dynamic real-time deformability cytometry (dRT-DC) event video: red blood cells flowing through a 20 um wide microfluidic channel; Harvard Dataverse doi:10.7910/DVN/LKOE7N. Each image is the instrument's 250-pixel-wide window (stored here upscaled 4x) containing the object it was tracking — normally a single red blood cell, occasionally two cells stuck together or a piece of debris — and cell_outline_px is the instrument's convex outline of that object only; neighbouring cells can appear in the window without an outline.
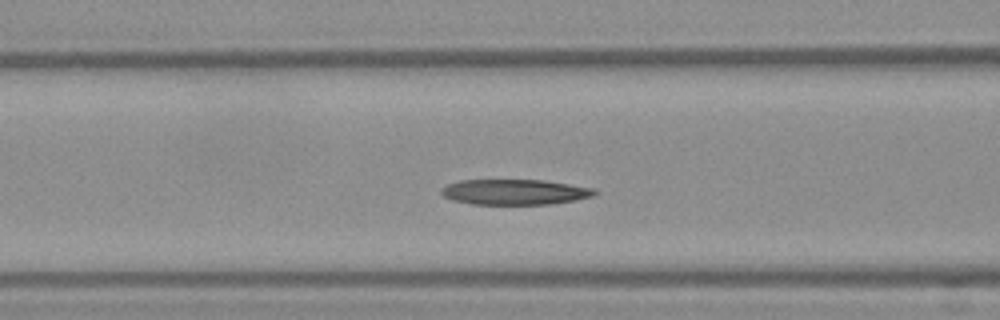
{"species": "Egyptian fruit bat (a non-hibernating species)", "species_latin": "Rousettus aegyptiacus", "temperature_condition": "warm", "stored_images_in_passage": 31, "camera_frame_rate_fps": 3000, "um_per_image_px": 0.085, "frame": {"image": 1, "passage_image": 4, "time_ms": 1.0, "image_size_px": [1000, 320], "cell_outline_px": [[596, 192], [592, 196], [576, 200], [552, 204], [472, 204], [452, 200], [444, 196], [440, 192], [440, 188], [448, 184], [460, 180], [544, 180], [596, 188]], "centroid_in_image_um": [43.75, 16.32], "position_along_channel_um": 122.9, "area_um2": 22.77}}
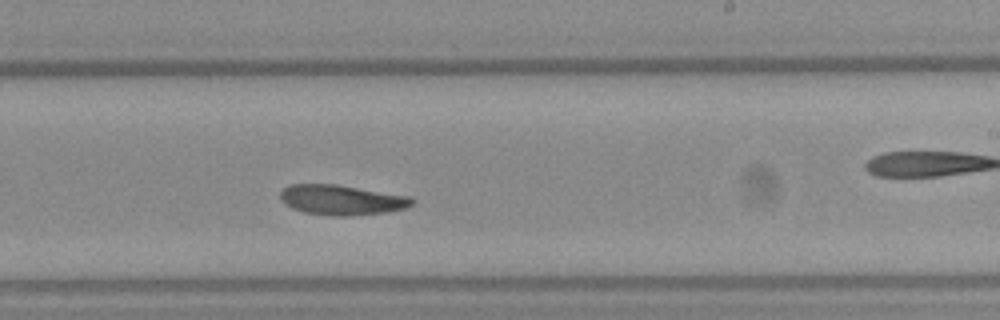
{"frame": {"image": 2, "passage_image": 13, "time_ms": 4.0, "image_size_px": [1000, 320], "cell_outline_px": [[416, 200], [408, 208], [388, 212], [348, 216], [332, 216], [304, 212], [292, 208], [284, 204], [280, 200], [280, 192], [288, 184], [336, 184], [412, 196]], "centroid_in_image_um": [29.07, 16.99], "position_along_channel_um": 259.9, "area_um2": 23.47}}
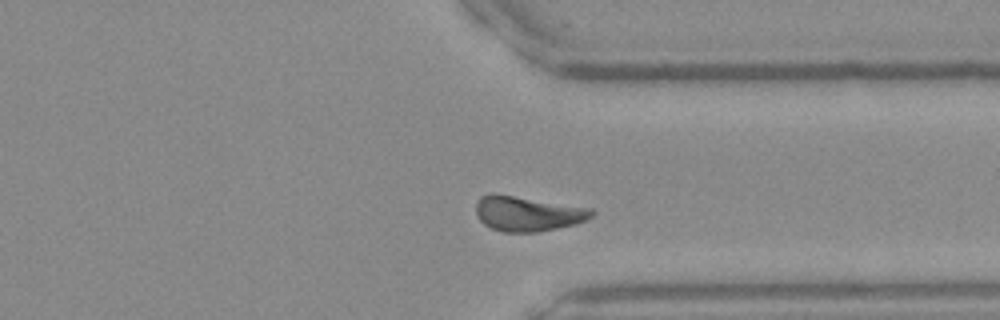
{"frame": {"image": 3, "passage_image": 20, "time_ms": 6.333, "image_size_px": [1000, 320], "cell_outline_px": [[596, 212], [588, 220], [556, 228], [536, 232], [504, 232], [488, 228], [480, 220], [476, 212], [476, 204], [480, 196], [488, 192], [496, 192], [592, 208]], "centroid_in_image_um": [44.82, 18.13], "position_along_channel_um": 366.6, "area_um2": 24.04}}